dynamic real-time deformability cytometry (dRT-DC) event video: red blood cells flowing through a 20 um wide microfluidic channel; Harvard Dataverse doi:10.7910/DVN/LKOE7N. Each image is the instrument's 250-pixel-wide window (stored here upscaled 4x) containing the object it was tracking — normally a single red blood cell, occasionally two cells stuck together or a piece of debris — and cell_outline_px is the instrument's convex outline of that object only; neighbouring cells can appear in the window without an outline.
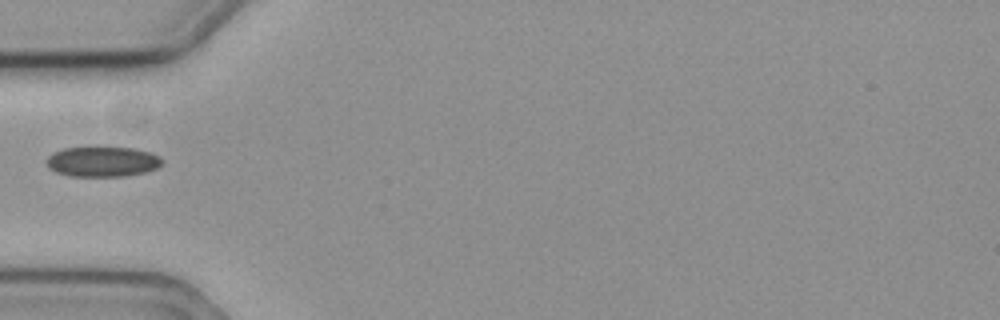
{"species": "common noctule bat (a hibernating species)", "species_latin": "Nyctalus noctula", "temperature_condition": "cold", "stored_images_in_passage": 39, "camera_frame_rate_fps": 3000, "um_per_image_px": 0.085, "animal": {"sex": "female", "body_mass_g": 19.3, "forearm_length_mm": 54.1}, "frame": {"image": 1, "passage_image": 1, "time_ms": 0.0, "image_size_px": [1000, 320], "cell_outline_px": [[164, 160], [156, 168], [144, 172], [124, 176], [68, 176], [56, 172], [48, 168], [48, 156], [52, 152], [64, 148], [132, 148], [148, 152], [160, 156]], "centroid_in_image_um": [8.69, 13.75], "position_along_channel_um": 76.3, "area_um2": 20.06}}
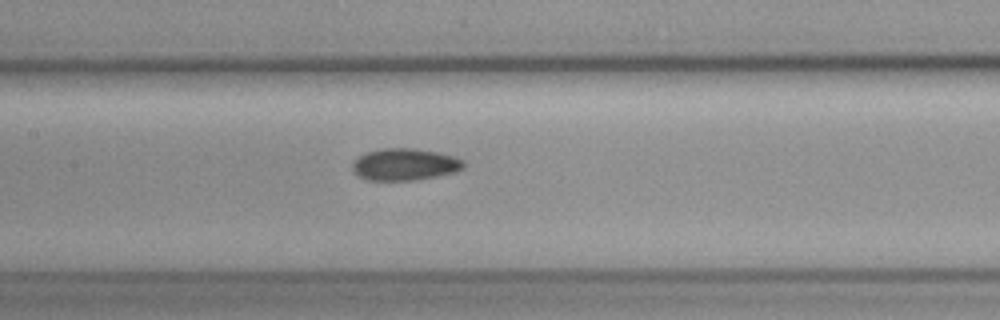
{"frame": {"image": 2, "passage_image": 9, "time_ms": 2.667, "image_size_px": [1000, 320], "cell_outline_px": [[464, 168], [456, 172], [416, 180], [364, 180], [352, 168], [352, 164], [360, 156], [368, 152], [380, 148], [416, 148], [456, 156], [464, 160]], "centroid_in_image_um": [34.45, 13.97], "position_along_channel_um": 172.9, "area_um2": 20.69}}
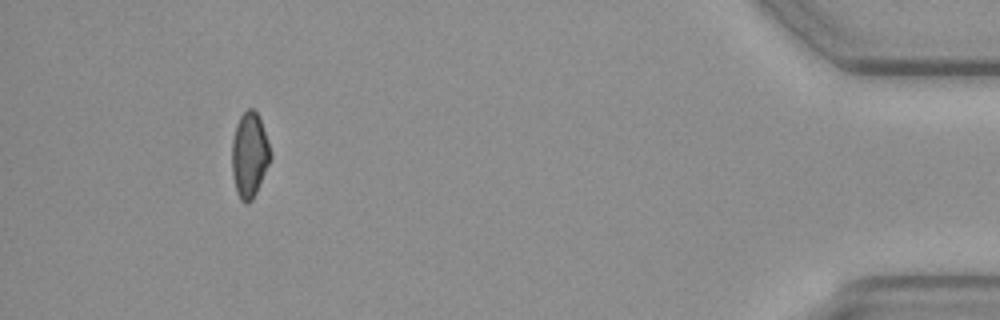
{"frame": {"image": 3, "passage_image": 35, "time_ms": 11.333, "image_size_px": [1000, 320], "cell_outline_px": [[272, 156], [256, 192], [252, 200], [248, 204], [244, 204], [240, 200], [236, 192], [232, 172], [232, 140], [236, 124], [240, 116], [248, 108], [252, 108], [256, 112], [260, 120], [272, 152]], "centroid_in_image_um": [21.19, 13.19], "position_along_channel_um": 414.0, "area_um2": 19.07}}